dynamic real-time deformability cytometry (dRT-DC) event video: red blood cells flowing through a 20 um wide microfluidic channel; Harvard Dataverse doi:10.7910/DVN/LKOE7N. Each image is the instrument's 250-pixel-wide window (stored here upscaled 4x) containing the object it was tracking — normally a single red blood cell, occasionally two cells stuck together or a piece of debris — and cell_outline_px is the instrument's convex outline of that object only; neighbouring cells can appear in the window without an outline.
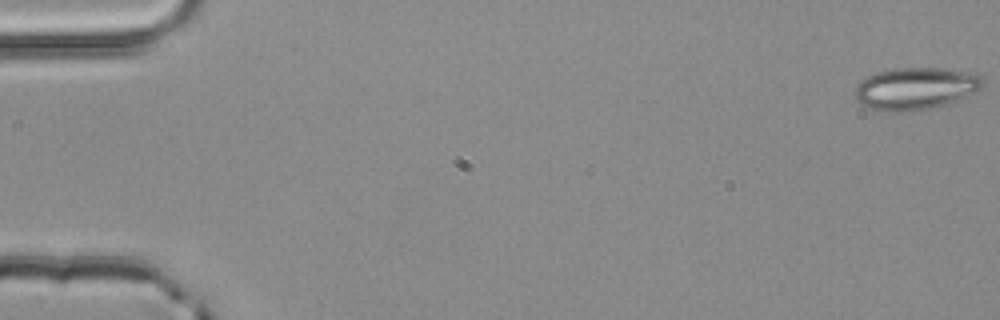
{"species": "common noctule bat (a hibernating species)", "species_latin": "Nyctalus noctula", "temperature_condition": "room temperature", "stored_images_in_passage": 5, "camera_frame_rate_fps": 3000, "um_per_image_px": 0.085, "animal": {"sex": "male", "body_mass_g": 20.4}, "frame": {"image": 1, "passage_image": 1, "time_ms": 0.0, "image_size_px": [1000, 320], "cell_outline_px": [[984, 84], [980, 88], [956, 100], [944, 104], [928, 108], [900, 112], [888, 112], [872, 108], [860, 104], [856, 100], [856, 84], [860, 80], [868, 76], [880, 72], [896, 68], [940, 68], [976, 72], [984, 76]], "centroid_in_image_um": [77.83, 7.5], "position_along_channel_um": 7.2, "area_um2": 31.21}}